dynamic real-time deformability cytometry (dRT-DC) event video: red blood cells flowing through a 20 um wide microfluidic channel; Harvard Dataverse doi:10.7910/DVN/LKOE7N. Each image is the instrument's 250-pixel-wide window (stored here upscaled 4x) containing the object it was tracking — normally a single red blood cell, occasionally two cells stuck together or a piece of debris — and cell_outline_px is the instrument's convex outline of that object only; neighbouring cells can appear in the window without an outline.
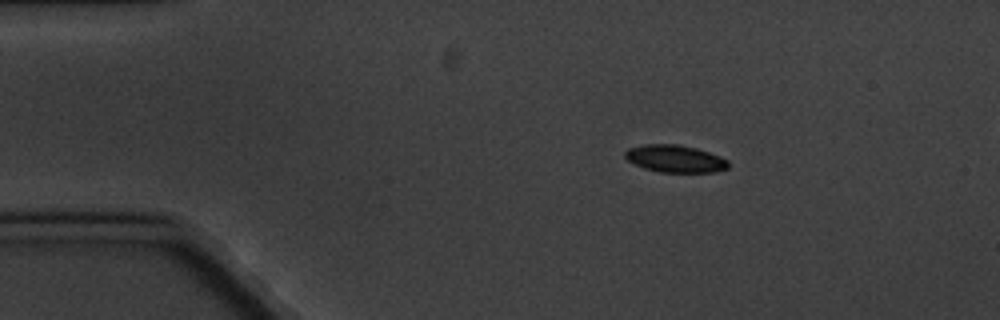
{"species": "common noctule bat (a hibernating species)", "species_latin": "Nyctalus noctula", "temperature_condition": "cold", "stored_images_in_passage": 4, "segment_of_instrument_passage": [1, 2], "camera_frame_rate_fps": 3000, "um_per_image_px": 0.085, "animal": {"sex": "male", "body_mass_g": 20.1, "forearm_length_mm": 53.5}, "frame": {"image": 1, "passage_image": 1, "time_ms": 0.0, "image_size_px": [1000, 320], "cell_outline_px": [[728, 168], [716, 172], [660, 172], [644, 168], [628, 160], [624, 156], [624, 152], [628, 148], [644, 144], [676, 144], [696, 148], [720, 156], [728, 160]], "centroid_in_image_um": [57.38, 13.49], "position_along_channel_um": 27.6, "area_um2": 16.42}}